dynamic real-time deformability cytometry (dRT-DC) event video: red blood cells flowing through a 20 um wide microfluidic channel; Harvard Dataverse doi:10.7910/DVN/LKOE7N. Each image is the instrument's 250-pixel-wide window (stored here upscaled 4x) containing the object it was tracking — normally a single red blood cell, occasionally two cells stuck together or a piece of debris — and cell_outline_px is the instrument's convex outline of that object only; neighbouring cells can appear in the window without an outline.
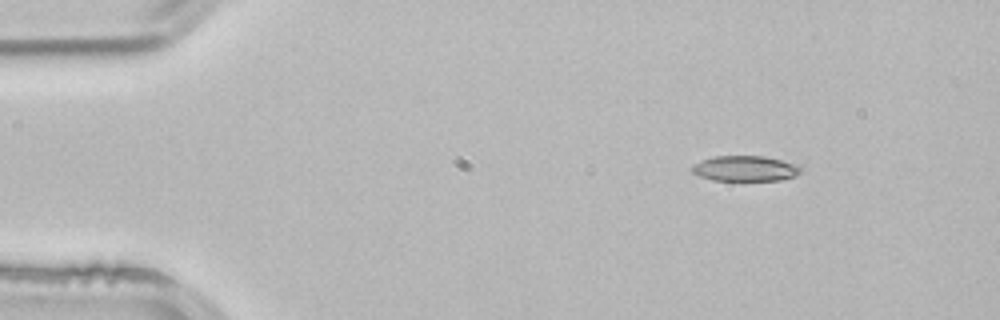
{"species": "common noctule bat (a hibernating species)", "species_latin": "Nyctalus noctula", "temperature_condition": "room temperature", "stored_images_in_passage": 3, "camera_frame_rate_fps": 3000, "um_per_image_px": 0.085, "animal": {"sex": "male", "body_mass_g": 21.5, "forearm_length_mm": 52.0}, "frame": {"image": 1, "passage_image": 1, "time_ms": 0.0, "image_size_px": [1000, 320], "cell_outline_px": [[800, 172], [792, 176], [780, 180], [712, 180], [700, 176], [692, 172], [688, 168], [692, 164], [700, 160], [716, 156], [764, 156], [796, 164], [800, 168]], "centroid_in_image_um": [63.25, 14.31], "position_along_channel_um": 21.8, "area_um2": 16.01}}
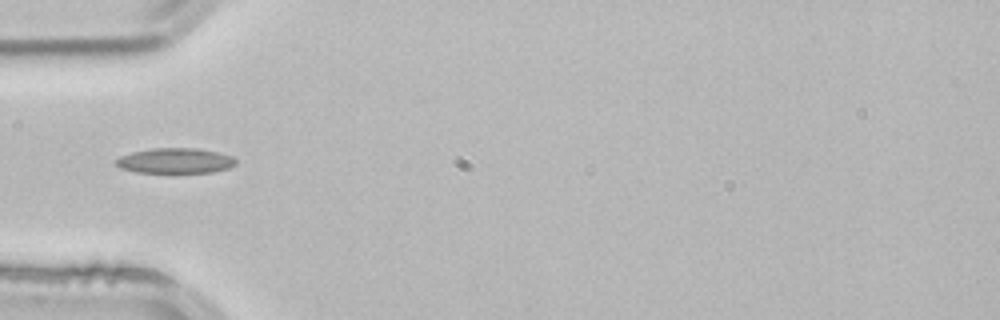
{"frame": {"image": 2, "passage_image": 3, "time_ms": 0.667, "image_size_px": [1000, 320], "cell_outline_px": [[236, 164], [228, 168], [212, 172], [136, 172], [120, 168], [112, 160], [120, 156], [132, 152], [152, 148], [196, 148], [216, 152], [232, 156], [236, 160]], "centroid_in_image_um": [14.85, 13.66], "position_along_channel_um": 70.1, "area_um2": 17.57}}